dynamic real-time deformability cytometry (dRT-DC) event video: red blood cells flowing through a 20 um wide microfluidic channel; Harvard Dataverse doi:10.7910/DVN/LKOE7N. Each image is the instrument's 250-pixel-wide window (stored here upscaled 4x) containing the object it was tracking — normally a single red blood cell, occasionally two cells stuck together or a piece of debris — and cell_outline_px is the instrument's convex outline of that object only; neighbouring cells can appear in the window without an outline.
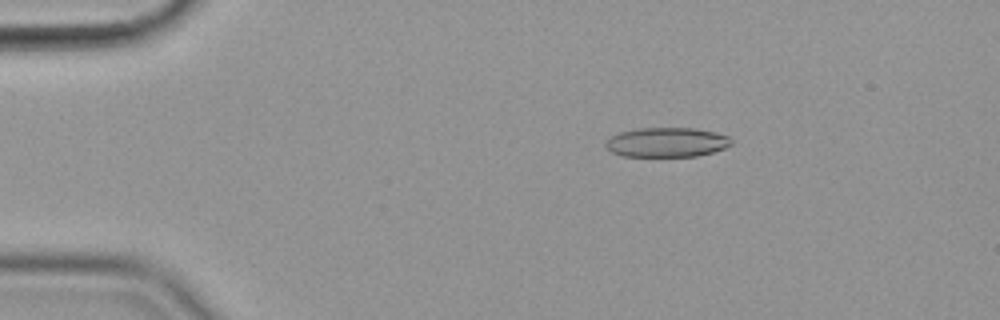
{"species": "common noctule bat (a hibernating species)", "species_latin": "Nyctalus noctula", "temperature_condition": "cold", "stored_images_in_passage": 56, "camera_frame_rate_fps": 3000, "um_per_image_px": 0.085, "animal": {"sex": "female", "body_mass_g": 19.9}, "frame": {"image": 1, "passage_image": 10, "time_ms": 3.0, "image_size_px": [1000, 320], "cell_outline_px": [[732, 144], [724, 148], [712, 152], [696, 156], [620, 156], [612, 152], [604, 144], [612, 136], [620, 132], [636, 128], [696, 128], [716, 132], [728, 136], [732, 140]], "centroid_in_image_um": [56.68, 12.09], "position_along_channel_um": 28.3, "area_um2": 21.62}}
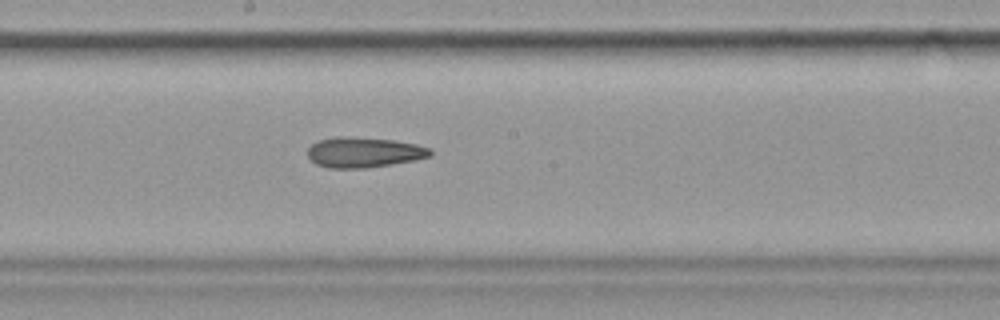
{"frame": {"image": 2, "passage_image": 31, "time_ms": 10.0, "image_size_px": [1000, 320], "cell_outline_px": [[432, 156], [416, 160], [392, 164], [364, 168], [328, 168], [316, 164], [308, 156], [308, 148], [316, 140], [336, 136], [352, 136], [392, 140], [416, 144], [432, 148]], "centroid_in_image_um": [30.93, 12.94], "position_along_channel_um": 217.3, "area_um2": 21.91}}
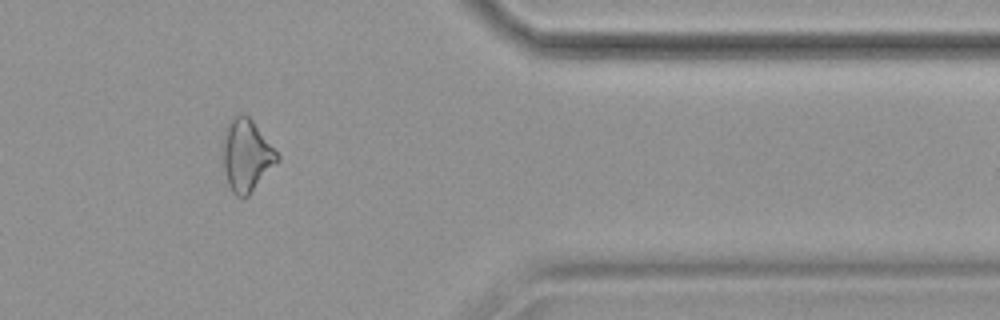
{"frame": {"image": 3, "passage_image": 47, "time_ms": 15.333, "image_size_px": [1000, 320], "cell_outline_px": [[280, 160], [248, 196], [236, 196], [232, 192], [228, 184], [224, 168], [224, 128], [240, 112], [244, 112], [252, 120], [280, 156]], "centroid_in_image_um": [20.97, 13.21], "position_along_channel_um": 390.4, "area_um2": 22.54}, "authors_computed_cell_mechanics": {"area_um2": 22.5709, "velocity_mm_per_s": 3.5834, "shape_relaxation_time_tau1_ms": null, "shape_relaxation_time_tau2_ms": 9.864, "deformation_change_tau1": null, "deformation_change_tau2": 0.2346}}